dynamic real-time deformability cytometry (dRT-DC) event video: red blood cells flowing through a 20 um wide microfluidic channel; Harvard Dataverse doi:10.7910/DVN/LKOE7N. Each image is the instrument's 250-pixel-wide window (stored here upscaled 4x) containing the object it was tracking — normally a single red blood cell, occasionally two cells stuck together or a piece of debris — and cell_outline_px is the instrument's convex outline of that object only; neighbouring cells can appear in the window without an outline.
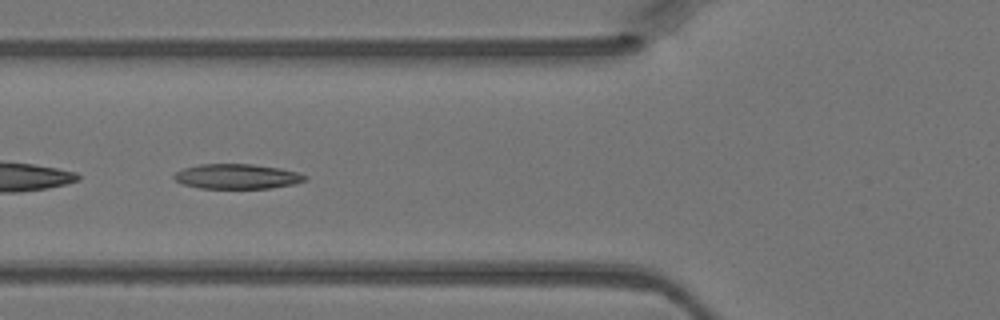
{"species": "Egyptian fruit bat (a non-hibernating species)", "species_latin": "Rousettus aegyptiacus", "temperature_condition": "warm", "stored_images_in_passage": 4, "camera_frame_rate_fps": 3000, "um_per_image_px": 0.085, "animal": {"sex": "female"}, "frame": {"image": 1, "passage_image": 4, "time_ms": 1.0, "image_size_px": [1000, 320], "cell_outline_px": [[308, 176], [304, 180], [296, 184], [272, 188], [200, 188], [180, 184], [172, 176], [176, 172], [184, 168], [200, 164], [252, 164], [280, 168], [300, 172]], "centroid_in_image_um": [20.16, 15.0], "position_along_channel_um": 105.6, "area_um2": 19.13}}